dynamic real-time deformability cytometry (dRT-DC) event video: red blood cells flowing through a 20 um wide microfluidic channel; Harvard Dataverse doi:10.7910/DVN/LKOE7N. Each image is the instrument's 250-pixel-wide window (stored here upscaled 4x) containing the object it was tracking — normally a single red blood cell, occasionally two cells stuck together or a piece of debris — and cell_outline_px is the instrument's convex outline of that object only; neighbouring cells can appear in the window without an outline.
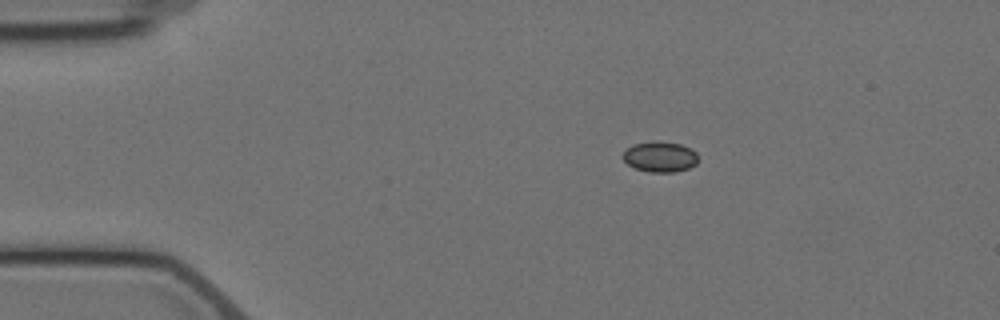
{"species": "Egyptian fruit bat (a non-hibernating species)", "species_latin": "Rousettus aegyptiacus", "temperature_condition": "cold", "stored_images_in_passage": 9, "camera_frame_rate_fps": 3000, "um_per_image_px": 0.085, "animal": {"sex": "female"}, "frame": {"image": 1, "passage_image": 2, "time_ms": 1.0, "image_size_px": [1000, 320], "cell_outline_px": [[696, 164], [688, 168], [676, 172], [648, 172], [636, 168], [628, 164], [620, 156], [632, 144], [656, 140], [680, 144], [696, 152]], "centroid_in_image_um": [56.06, 13.32], "position_along_channel_um": 28.9, "area_um2": 13.35}}
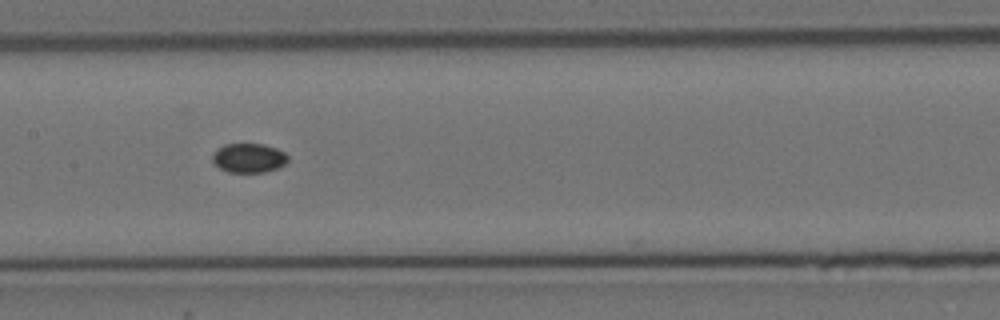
{"frame": {"image": 2, "passage_image": 6, "time_ms": 7.0, "image_size_px": [1000, 320], "cell_outline_px": [[288, 160], [284, 164], [276, 168], [264, 172], [228, 172], [220, 168], [212, 160], [212, 156], [216, 148], [224, 144], [264, 144], [276, 148], [284, 152], [288, 156]], "centroid_in_image_um": [21.13, 13.42], "position_along_channel_um": 186.3, "area_um2": 12.83}}
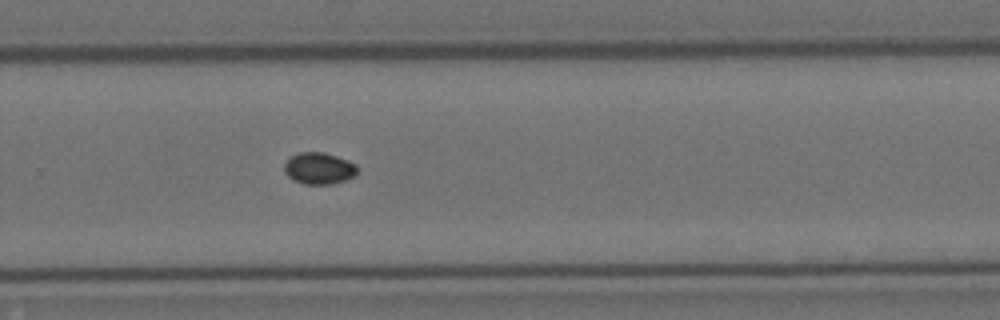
{"frame": {"image": 3, "passage_image": 9, "time_ms": 10.333, "image_size_px": [1000, 320], "cell_outline_px": [[356, 176], [332, 184], [304, 184], [292, 180], [284, 172], [284, 164], [292, 156], [300, 152], [324, 152], [348, 160], [356, 164]], "centroid_in_image_um": [27.11, 14.31], "position_along_channel_um": 302.7, "area_um2": 13.47}}